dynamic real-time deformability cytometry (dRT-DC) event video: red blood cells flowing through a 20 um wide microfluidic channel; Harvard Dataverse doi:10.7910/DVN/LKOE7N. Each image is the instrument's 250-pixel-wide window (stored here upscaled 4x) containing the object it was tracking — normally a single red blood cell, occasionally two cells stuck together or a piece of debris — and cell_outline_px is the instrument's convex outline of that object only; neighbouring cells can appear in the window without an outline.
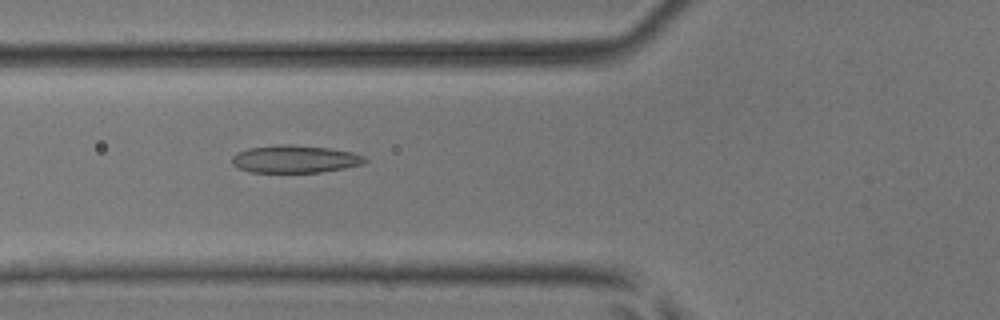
{"species": "common noctule bat (a hibernating species)", "species_latin": "Nyctalus noctula", "temperature_condition": "room temperature", "stored_images_in_passage": 6, "camera_frame_rate_fps": 3000, "um_per_image_px": 0.085, "animal": {"sex": "male", "body_mass_g": 17.9, "forearm_length_mm": 54.2}, "frame": {"image": 1, "passage_image": 4, "time_ms": 1.0, "image_size_px": [1000, 320], "cell_outline_px": [[368, 160], [364, 164], [344, 168], [320, 172], [248, 172], [232, 164], [232, 156], [236, 152], [248, 148], [280, 144], [292, 144], [328, 148], [352, 152], [364, 156]], "centroid_in_image_um": [25.06, 13.51], "position_along_channel_um": 100.7, "area_um2": 21.44}}
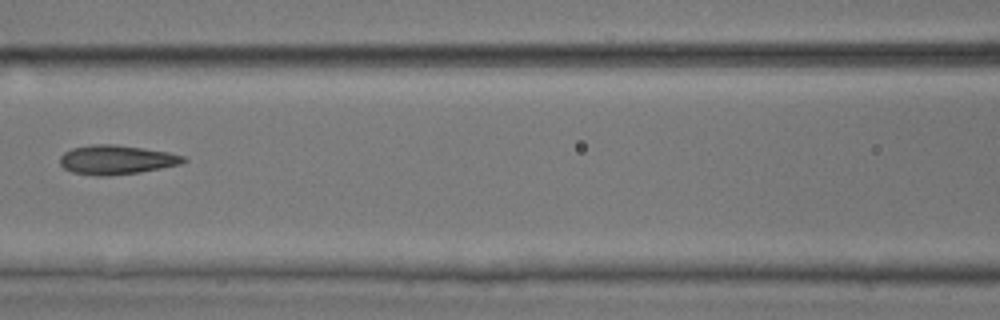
{"frame": {"image": 2, "passage_image": 5, "time_ms": 1.333, "image_size_px": [1000, 320], "cell_outline_px": [[188, 160], [180, 164], [140, 172], [108, 176], [96, 176], [72, 172], [64, 168], [60, 164], [60, 156], [64, 152], [72, 148], [92, 144], [112, 144], [144, 148], [168, 152], [184, 156]], "centroid_in_image_um": [9.88, 13.58], "position_along_channel_um": 156.7, "area_um2": 21.04}}
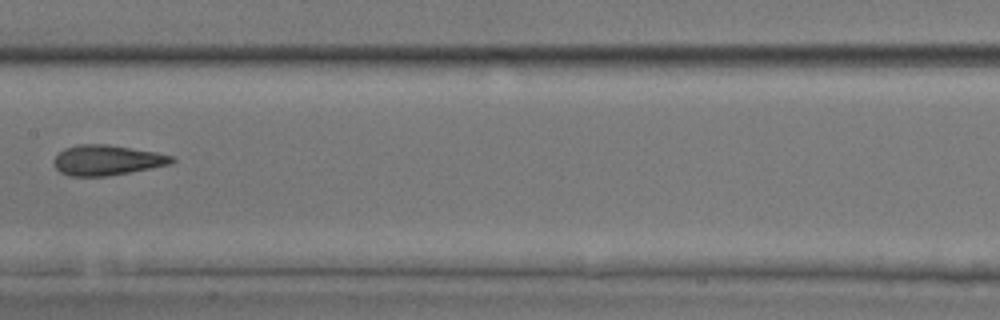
{"frame": {"image": 3, "passage_image": 6, "time_ms": 1.667, "image_size_px": [1000, 320], "cell_outline_px": [[176, 160], [168, 164], [108, 176], [68, 176], [60, 172], [56, 168], [56, 156], [64, 148], [80, 144], [108, 144], [156, 152], [176, 156]], "centroid_in_image_um": [9.11, 13.6], "position_along_channel_um": 198.3, "area_um2": 20.52}}